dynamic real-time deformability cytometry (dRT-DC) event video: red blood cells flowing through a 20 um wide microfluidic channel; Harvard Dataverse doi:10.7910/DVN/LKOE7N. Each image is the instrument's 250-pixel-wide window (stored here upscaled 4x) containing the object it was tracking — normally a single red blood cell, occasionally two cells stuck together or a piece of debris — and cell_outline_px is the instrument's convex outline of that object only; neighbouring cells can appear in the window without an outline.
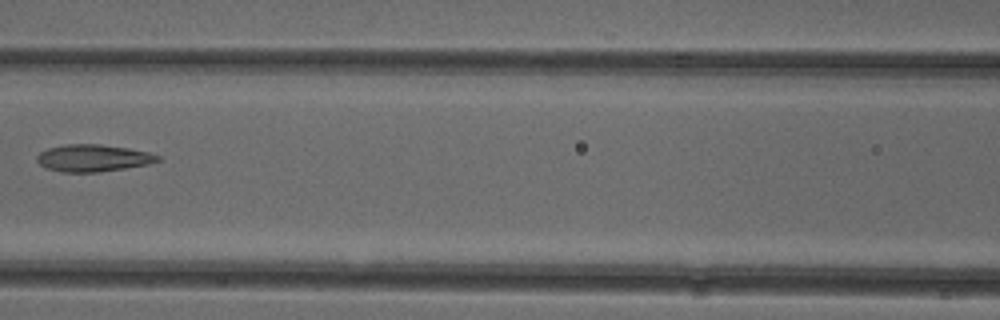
{"species": "common noctule bat (a hibernating species)", "species_latin": "Nyctalus noctula", "temperature_condition": "cold", "stored_images_in_passage": 7, "camera_frame_rate_fps": 3000, "um_per_image_px": 0.085, "animal": {"sex": "female"}, "frame": {"image": 1, "passage_image": 7, "time_ms": 7.0, "image_size_px": [1000, 320], "cell_outline_px": [[160, 160], [148, 164], [100, 172], [64, 172], [44, 168], [36, 160], [36, 156], [40, 152], [48, 148], [64, 144], [100, 144], [128, 148], [148, 152], [160, 156]], "centroid_in_image_um": [7.88, 13.43], "position_along_channel_um": 158.7, "area_um2": 19.07}}